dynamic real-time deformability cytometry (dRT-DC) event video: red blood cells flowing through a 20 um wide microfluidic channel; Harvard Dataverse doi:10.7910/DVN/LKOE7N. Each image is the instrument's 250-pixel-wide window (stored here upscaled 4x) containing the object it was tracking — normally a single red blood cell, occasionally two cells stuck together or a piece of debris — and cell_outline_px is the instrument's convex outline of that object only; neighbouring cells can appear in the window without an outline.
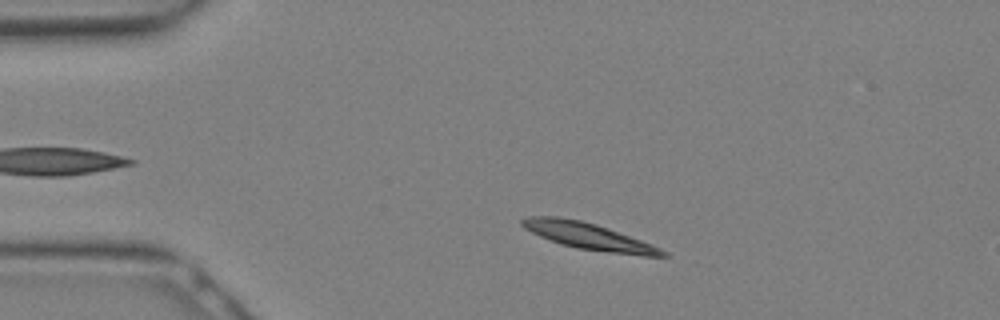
{"species": "Egyptian fruit bat (a non-hibernating species)", "species_latin": "Rousettus aegyptiacus", "temperature_condition": "warm", "stored_images_in_passage": 15, "camera_frame_rate_fps": 3000, "um_per_image_px": 0.085, "animal": {"sex": "female"}, "frame": {"image": 1, "passage_image": 3, "time_ms": 0.667, "image_size_px": [1000, 320], "cell_outline_px": [[668, 256], [644, 256], [608, 252], [576, 248], [560, 244], [540, 236], [524, 228], [520, 224], [520, 220], [528, 216], [556, 216], [580, 220], [596, 224], [608, 228], [652, 244], [668, 252]], "centroid_in_image_um": [50.02, 20.08], "position_along_channel_um": 35.0, "area_um2": 21.68}}
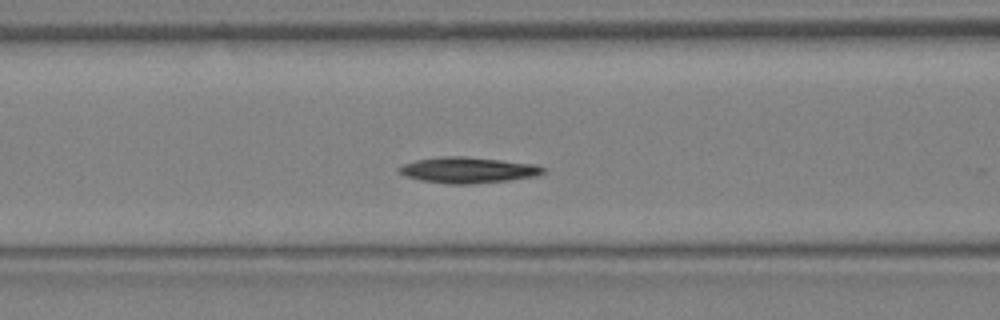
{"frame": {"image": 2, "passage_image": 9, "time_ms": 2.667, "image_size_px": [1000, 320], "cell_outline_px": [[548, 168], [544, 172], [536, 176], [508, 180], [472, 184], [448, 184], [420, 180], [404, 176], [396, 168], [404, 164], [416, 160], [440, 156], [464, 156], [536, 164]], "centroid_in_image_um": [39.78, 14.45], "position_along_channel_um": 126.8, "area_um2": 21.85}}
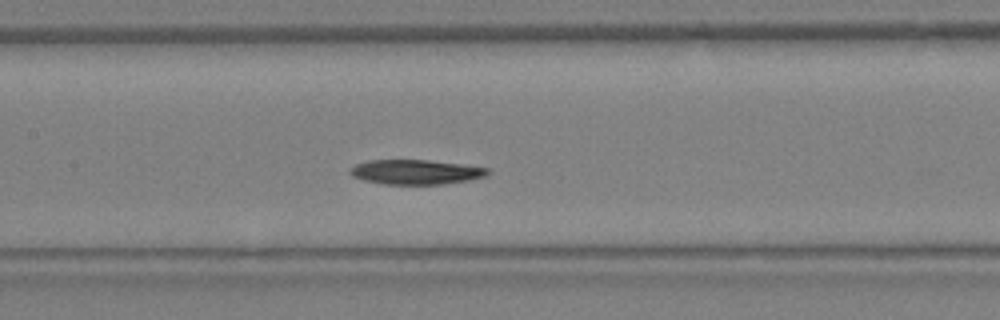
{"frame": {"image": 3, "passage_image": 11, "time_ms": 3.333, "image_size_px": [1000, 320], "cell_outline_px": [[488, 172], [484, 176], [468, 180], [444, 184], [384, 184], [364, 180], [352, 176], [348, 172], [356, 164], [368, 160], [428, 160], [460, 164], [488, 168]], "centroid_in_image_um": [35.3, 14.62], "position_along_channel_um": 172.1, "area_um2": 19.54}}